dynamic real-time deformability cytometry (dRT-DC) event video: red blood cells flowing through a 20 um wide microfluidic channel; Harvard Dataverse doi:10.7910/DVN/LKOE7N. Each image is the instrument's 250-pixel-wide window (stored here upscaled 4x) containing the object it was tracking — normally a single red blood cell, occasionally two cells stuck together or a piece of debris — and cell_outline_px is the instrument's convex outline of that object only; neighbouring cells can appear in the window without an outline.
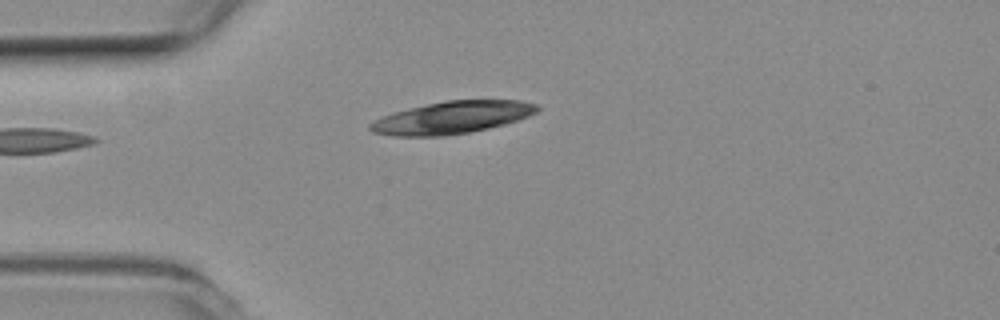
{"species": "common noctule bat (a hibernating species)", "species_latin": "Nyctalus noctula", "temperature_condition": "room temperature", "stored_images_in_passage": 26, "camera_frame_rate_fps": 3000, "um_per_image_px": 0.085, "animal": {"sex": "female", "body_mass_g": 19.3, "forearm_length_mm": 54.1}, "frame": {"image": 1, "passage_image": 1, "time_ms": 0.0, "image_size_px": [1000, 320], "cell_outline_px": [[540, 108], [536, 112], [528, 116], [504, 124], [488, 128], [468, 132], [444, 136], [392, 136], [372, 132], [368, 128], [368, 124], [392, 112], [408, 108], [444, 100], [520, 100], [536, 104]], "centroid_in_image_um": [38.39, 9.99], "position_along_channel_um": 46.6, "area_um2": 31.39}}